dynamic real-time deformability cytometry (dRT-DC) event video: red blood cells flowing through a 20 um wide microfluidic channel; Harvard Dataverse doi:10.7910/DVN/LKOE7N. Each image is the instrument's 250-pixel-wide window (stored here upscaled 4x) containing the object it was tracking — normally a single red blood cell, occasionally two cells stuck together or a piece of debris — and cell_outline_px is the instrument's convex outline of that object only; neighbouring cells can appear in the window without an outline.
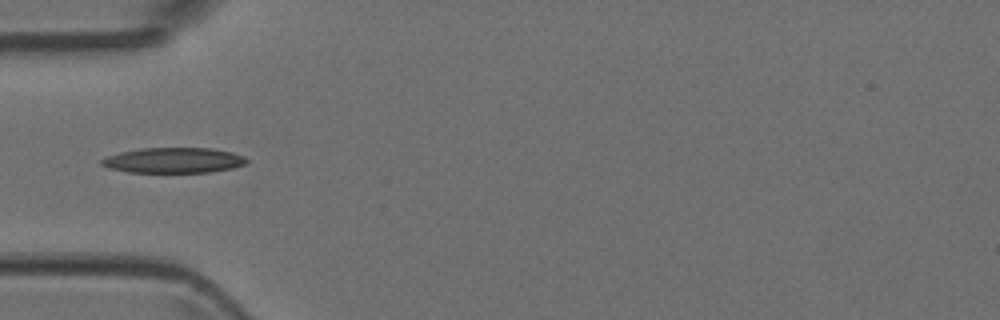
{"species": "Egyptian fruit bat (a non-hibernating species)", "species_latin": "Rousettus aegyptiacus", "temperature_condition": "room temperature", "stored_images_in_passage": 5, "camera_frame_rate_fps": 3000, "um_per_image_px": 0.085, "animal": {"sex": "female"}, "frame": {"image": 1, "passage_image": 5, "time_ms": 1.333, "image_size_px": [1000, 320], "cell_outline_px": [[248, 164], [232, 168], [212, 172], [128, 172], [108, 168], [100, 164], [100, 160], [108, 156], [120, 152], [144, 148], [212, 148], [232, 152], [244, 156], [248, 160]], "centroid_in_image_um": [14.79, 13.63], "position_along_channel_um": 70.2, "area_um2": 21.5}}